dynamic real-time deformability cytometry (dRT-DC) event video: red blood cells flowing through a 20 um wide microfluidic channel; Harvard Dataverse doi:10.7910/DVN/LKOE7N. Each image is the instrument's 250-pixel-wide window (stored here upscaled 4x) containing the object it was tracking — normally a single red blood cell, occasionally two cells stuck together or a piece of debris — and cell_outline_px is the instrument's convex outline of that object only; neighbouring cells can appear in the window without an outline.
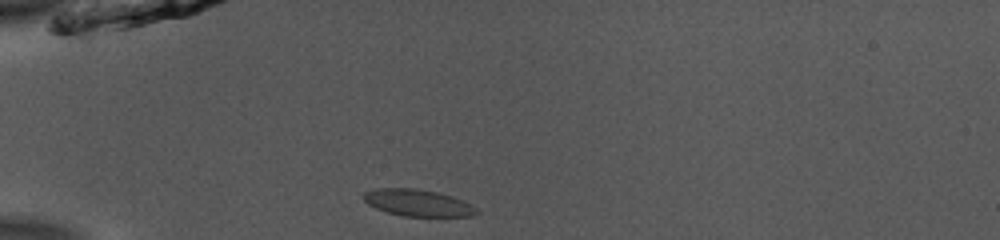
{"species": "common noctule bat (a hibernating species)", "species_latin": "Nyctalus noctula", "temperature_condition": "room temperature", "stored_images_in_passage": 38, "camera_frame_rate_fps": 3000, "um_per_image_px": 0.085, "animal": {"sex": "male", "body_mass_g": 13.0, "forearm_length_mm": 53.1}, "frame": {"image": 1, "passage_image": 1, "time_ms": 0.0, "image_size_px": [1000, 240], "cell_outline_px": [[480, 212], [476, 216], [404, 216], [388, 212], [376, 208], [368, 204], [360, 196], [364, 192], [376, 188], [412, 188], [436, 192], [452, 196], [464, 200], [472, 204]], "centroid_in_image_um": [35.53, 17.24], "position_along_channel_um": 49.5, "area_um2": 17.74}}
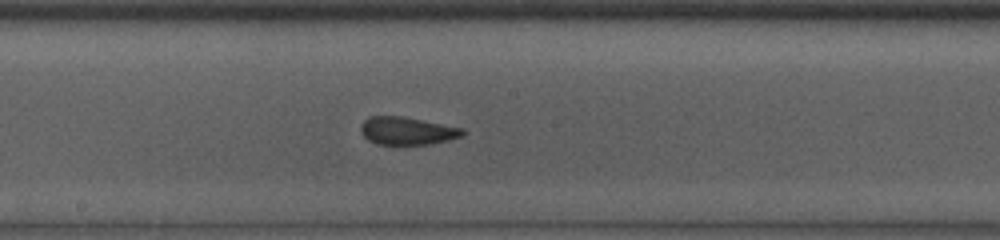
{"frame": {"image": 2, "passage_image": 15, "time_ms": 4.667, "image_size_px": [1000, 240], "cell_outline_px": [[468, 132], [464, 136], [448, 140], [428, 144], [376, 144], [368, 140], [364, 136], [360, 128], [360, 124], [368, 116], [404, 116], [464, 128]], "centroid_in_image_um": [34.64, 11.11], "position_along_channel_um": 213.6, "area_um2": 16.7}}
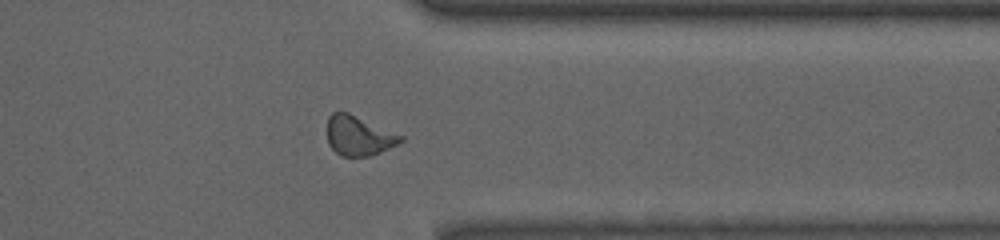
{"frame": {"image": 3, "passage_image": 28, "time_ms": 9.0, "image_size_px": [1000, 240], "cell_outline_px": [[404, 140], [372, 156], [340, 156], [328, 144], [328, 116], [332, 112], [348, 112], [404, 136]], "centroid_in_image_um": [30.48, 11.54], "position_along_channel_um": 380.9, "area_um2": 16.88}, "authors_computed_cell_mechanics": {"area_um2": 16.9643, "velocity_mm_per_s": 3.9117, "shape_relaxation_time_tau1_ms": null, "shape_relaxation_time_tau2_ms": 0.9224, "deformation_change_tau1": null, "deformation_change_tau2": 0.0698}}